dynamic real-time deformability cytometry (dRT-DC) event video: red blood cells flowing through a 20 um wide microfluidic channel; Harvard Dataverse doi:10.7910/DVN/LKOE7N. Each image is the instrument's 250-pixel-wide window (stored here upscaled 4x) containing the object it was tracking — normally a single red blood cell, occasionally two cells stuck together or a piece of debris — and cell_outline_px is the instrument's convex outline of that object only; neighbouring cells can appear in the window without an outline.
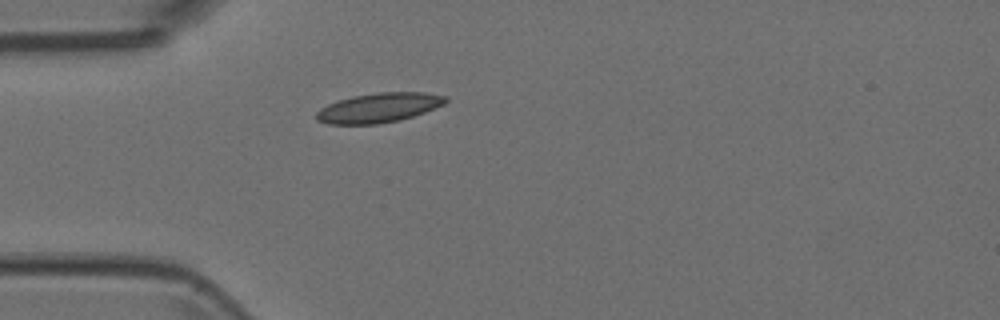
{"species": "Egyptian fruit bat (a non-hibernating species)", "species_latin": "Rousettus aegyptiacus", "temperature_condition": "room temperature", "stored_images_in_passage": 1, "camera_frame_rate_fps": 3000, "um_per_image_px": 0.085, "animal": {"sex": "female"}, "frame": {"image": 1, "passage_image": 1, "time_ms": 0.0, "image_size_px": [1000, 320], "cell_outline_px": [[448, 100], [444, 104], [424, 112], [400, 120], [376, 124], [328, 124], [316, 120], [316, 112], [320, 108], [336, 100], [352, 96], [380, 92], [428, 92], [448, 96]], "centroid_in_image_um": [32.2, 9.15], "position_along_channel_um": 52.8, "area_um2": 22.37}}